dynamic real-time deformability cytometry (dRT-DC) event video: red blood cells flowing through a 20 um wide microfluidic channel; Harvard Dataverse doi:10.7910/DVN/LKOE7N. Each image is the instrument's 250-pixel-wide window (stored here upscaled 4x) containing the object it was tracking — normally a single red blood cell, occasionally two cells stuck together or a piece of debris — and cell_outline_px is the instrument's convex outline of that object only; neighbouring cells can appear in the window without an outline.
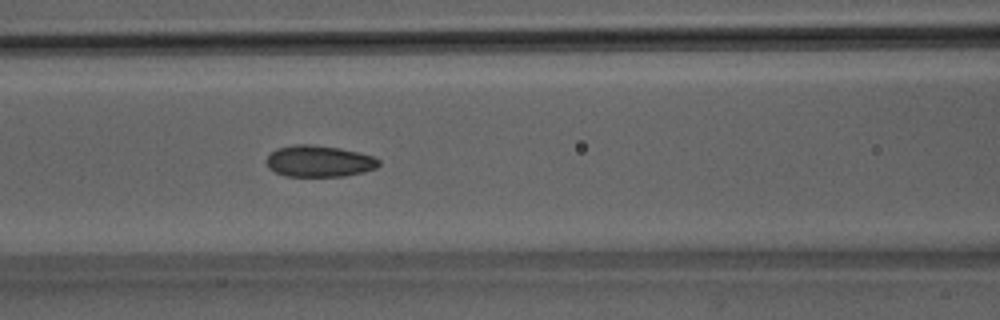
{"species": "Egyptian fruit bat (a non-hibernating species)", "species_latin": "Rousettus aegyptiacus", "temperature_condition": "room temperature", "stored_images_in_passage": 37, "camera_frame_rate_fps": 3000, "um_per_image_px": 0.085, "animal": {"sex": "male"}, "frame": {"image": 1, "passage_image": 8, "time_ms": 2.333, "image_size_px": [1000, 320], "cell_outline_px": [[380, 164], [376, 168], [364, 172], [344, 176], [284, 176], [268, 168], [264, 160], [276, 148], [296, 144], [312, 144], [340, 148], [372, 156], [380, 160]], "centroid_in_image_um": [27.09, 13.7], "position_along_channel_um": 139.5, "area_um2": 20.69}}
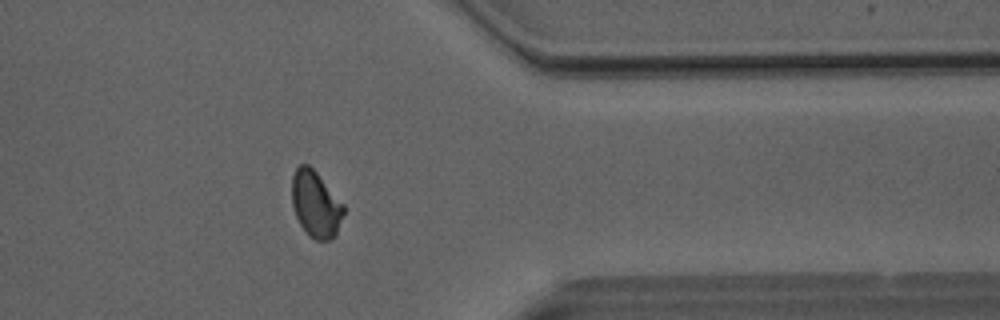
{"frame": {"image": 2, "passage_image": 27, "time_ms": 8.667, "image_size_px": [1000, 320], "cell_outline_px": [[344, 212], [336, 236], [328, 240], [316, 240], [308, 236], [300, 224], [296, 216], [292, 204], [292, 176], [296, 168], [300, 164], [308, 164], [316, 172], [344, 204]], "centroid_in_image_um": [26.83, 17.37], "position_along_channel_um": 384.6, "area_um2": 20.0}}
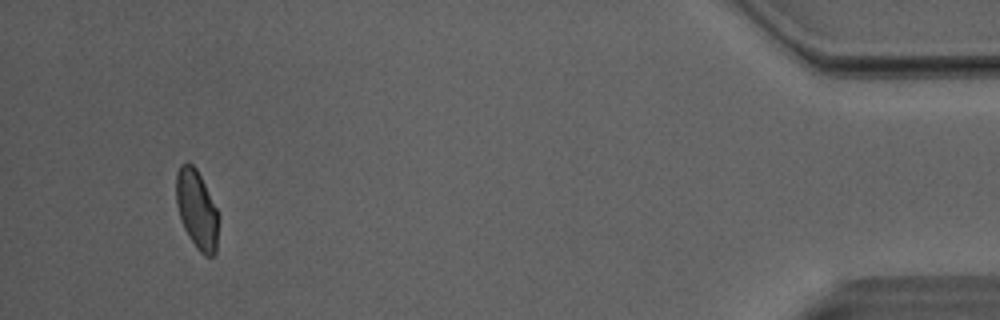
{"frame": {"image": 3, "passage_image": 34, "time_ms": 11.0, "image_size_px": [1000, 320], "cell_outline_px": [[216, 252], [212, 256], [204, 256], [196, 248], [188, 236], [180, 220], [176, 204], [176, 172], [180, 164], [192, 164], [196, 168], [216, 208]], "centroid_in_image_um": [16.67, 17.81], "position_along_channel_um": 418.5, "area_um2": 18.96}, "authors_computed_cell_mechanics": {"area_um2": 20.23, "velocity_mm_per_s": 4.0662, "shape_relaxation_time_tau1_ms": 3.5598, "shape_relaxation_time_tau2_ms": 1.4482, "deformation_change_tau1": 0.1041, "deformation_change_tau2": 0.0585}}